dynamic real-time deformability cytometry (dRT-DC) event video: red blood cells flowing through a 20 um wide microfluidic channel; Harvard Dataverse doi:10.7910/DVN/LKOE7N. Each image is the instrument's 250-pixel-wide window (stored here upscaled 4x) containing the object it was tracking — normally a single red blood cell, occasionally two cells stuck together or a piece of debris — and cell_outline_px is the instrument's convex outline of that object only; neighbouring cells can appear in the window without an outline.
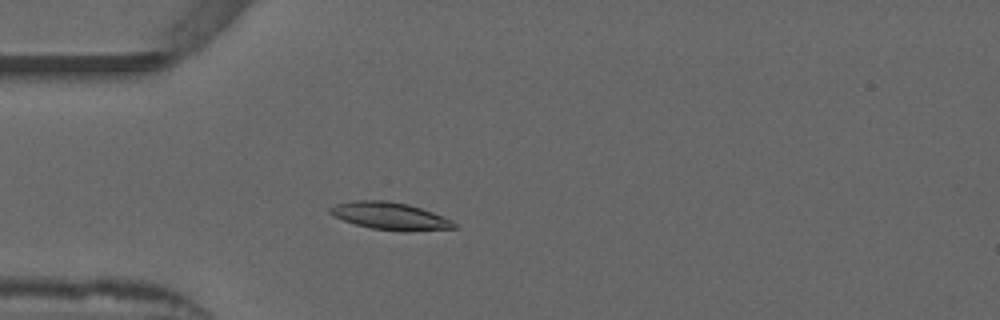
{"species": "common noctule bat (a hibernating species)", "species_latin": "Nyctalus noctula", "temperature_condition": "warm", "stored_images_in_passage": 51, "camera_frame_rate_fps": 3000, "um_per_image_px": 0.085, "animal": {"sex": "male", "forearm_length_mm": 52.5}, "frame": {"image": 1, "passage_image": 13, "time_ms": 4.0, "image_size_px": [1000, 320], "cell_outline_px": [[456, 228], [412, 232], [404, 232], [372, 228], [356, 224], [332, 216], [328, 212], [328, 208], [336, 204], [352, 200], [388, 200], [408, 204], [432, 212], [452, 220], [456, 224]], "centroid_in_image_um": [33.15, 18.36], "position_along_channel_um": 51.9, "area_um2": 20.0}}
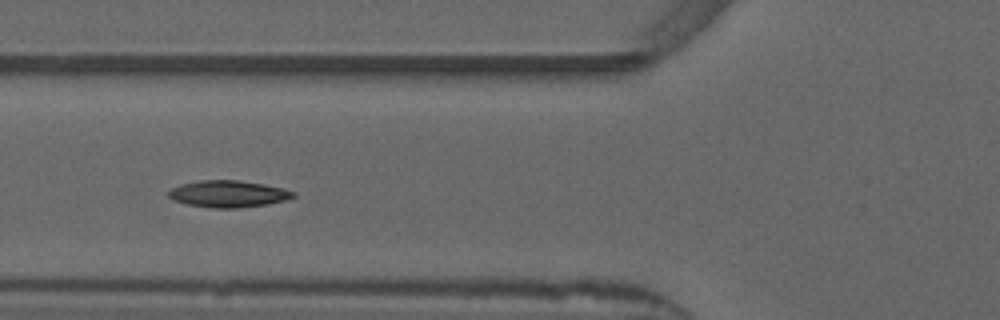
{"frame": {"image": 2, "passage_image": 18, "time_ms": 5.667, "image_size_px": [1000, 320], "cell_outline_px": [[296, 196], [288, 200], [268, 204], [240, 208], [212, 208], [188, 204], [172, 200], [168, 196], [168, 192], [172, 188], [180, 184], [200, 180], [236, 180], [264, 184], [284, 188], [296, 192]], "centroid_in_image_um": [19.43, 16.48], "position_along_channel_um": 106.4, "area_um2": 19.65}}
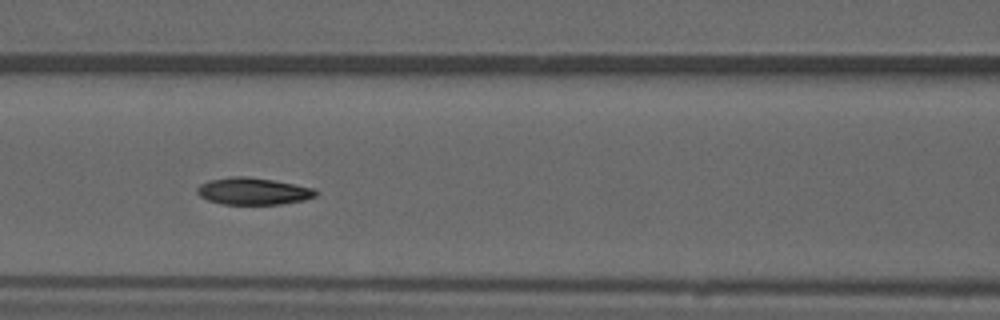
{"frame": {"image": 3, "passage_image": 21, "time_ms": 6.667, "image_size_px": [1000, 320], "cell_outline_px": [[320, 192], [316, 196], [304, 200], [280, 204], [224, 204], [208, 200], [200, 196], [196, 192], [196, 188], [200, 184], [208, 180], [232, 176], [248, 176], [272, 180], [316, 188]], "centroid_in_image_um": [21.53, 16.24], "position_along_channel_um": 145.1, "area_um2": 18.79}, "authors_computed_cell_mechanics": {"area_um2": 18.6694, "velocity_mm_per_s": 3.8417, "shape_relaxation_time_tau1_ms": 7.7632, "shape_relaxation_time_tau2_ms": 4.8079, "deformation_change_tau1": 0.1729, "deformation_change_tau2": 0.104}}